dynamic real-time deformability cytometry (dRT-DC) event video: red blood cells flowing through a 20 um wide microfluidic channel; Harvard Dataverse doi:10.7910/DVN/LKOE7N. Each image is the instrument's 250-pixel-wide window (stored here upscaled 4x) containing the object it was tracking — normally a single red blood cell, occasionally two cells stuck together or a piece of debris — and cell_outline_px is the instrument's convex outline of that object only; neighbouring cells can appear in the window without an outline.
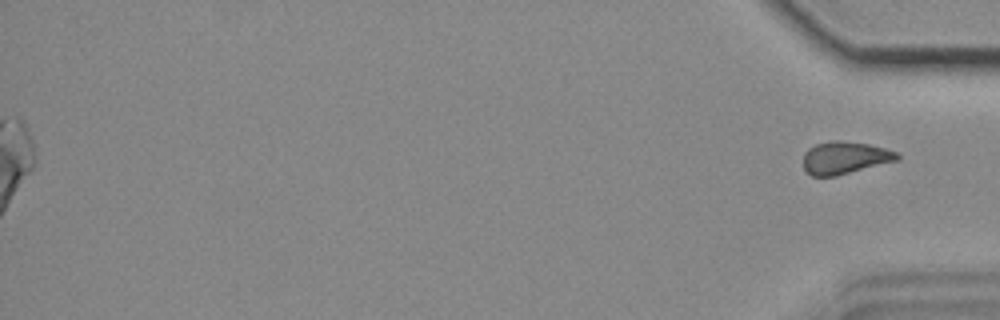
{"species": "common noctule bat (a hibernating species)", "species_latin": "Nyctalus noctula", "temperature_condition": "cold", "stored_images_in_passage": 53, "segment_of_instrument_passage": [2, 2], "camera_frame_rate_fps": 3000, "um_per_image_px": 0.085, "animal": {"sex": "female", "body_mass_g": 18.4}, "frame": {"image": 1, "passage_image": 53, "time_ms": 17.333, "image_size_px": [1000, 320], "cell_outline_px": [[900, 160], [836, 176], [812, 176], [804, 168], [804, 152], [808, 148], [816, 144], [832, 140], [840, 140], [868, 144], [884, 148], [896, 152], [900, 156]], "centroid_in_image_um": [71.82, 13.41], "position_along_channel_um": 363.4, "area_um2": 17.8}}